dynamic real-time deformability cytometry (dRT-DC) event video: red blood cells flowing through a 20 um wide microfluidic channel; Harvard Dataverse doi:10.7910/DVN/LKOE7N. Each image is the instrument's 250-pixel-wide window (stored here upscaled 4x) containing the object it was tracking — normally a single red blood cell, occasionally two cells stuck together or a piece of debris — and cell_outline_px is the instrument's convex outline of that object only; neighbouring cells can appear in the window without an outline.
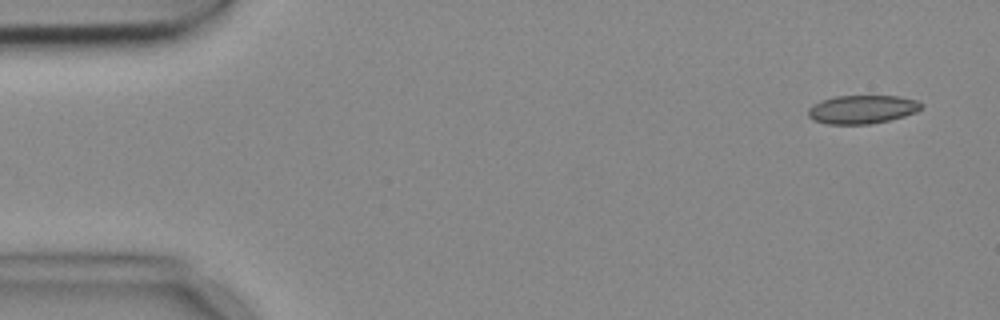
{"species": "common noctule bat (a hibernating species)", "species_latin": "Nyctalus noctula", "temperature_condition": "cold", "stored_images_in_passage": 8, "camera_frame_rate_fps": 3000, "um_per_image_px": 0.085, "animal": {"sex": "female", "body_mass_g": 18.4}, "frame": {"image": 1, "passage_image": 1, "time_ms": 0.0, "image_size_px": [1000, 320], "cell_outline_px": [[924, 104], [916, 112], [904, 116], [872, 124], [828, 124], [812, 120], [808, 116], [808, 108], [820, 100], [836, 96], [900, 96], [916, 100]], "centroid_in_image_um": [73.27, 9.3], "position_along_channel_um": 11.7, "area_um2": 18.84}}
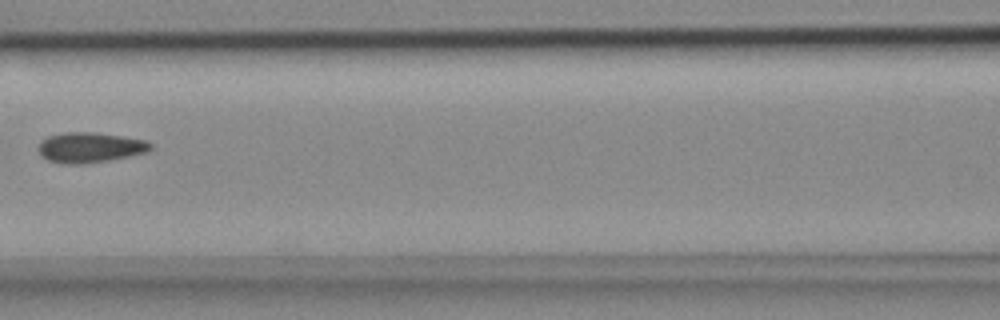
{"frame": {"image": 2, "passage_image": 7, "time_ms": 2.0, "image_size_px": [1000, 320], "cell_outline_px": [[152, 148], [148, 152], [108, 160], [84, 164], [60, 164], [48, 160], [40, 156], [40, 140], [48, 136], [64, 132], [92, 132], [120, 136], [144, 140], [152, 144]], "centroid_in_image_um": [7.62, 12.54], "position_along_channel_um": 159.0, "area_um2": 19.71}}
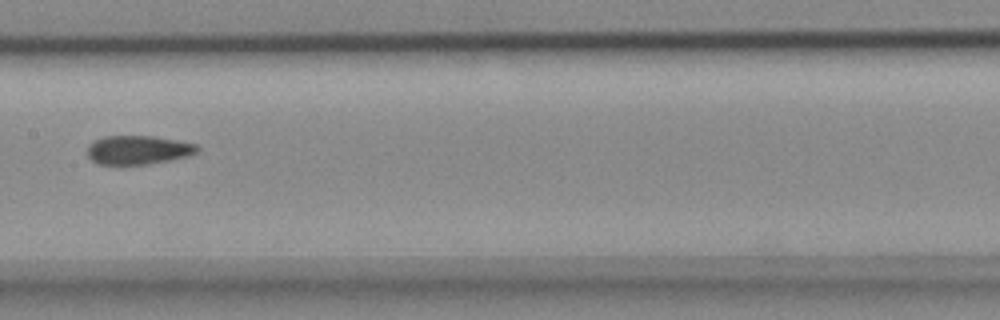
{"frame": {"image": 3, "passage_image": 8, "time_ms": 2.333, "image_size_px": [1000, 320], "cell_outline_px": [[200, 148], [196, 152], [188, 156], [148, 164], [120, 168], [96, 164], [88, 156], [88, 144], [104, 136], [152, 136], [176, 140], [196, 144]], "centroid_in_image_um": [11.67, 12.79], "position_along_channel_um": 195.7, "area_um2": 19.07}}